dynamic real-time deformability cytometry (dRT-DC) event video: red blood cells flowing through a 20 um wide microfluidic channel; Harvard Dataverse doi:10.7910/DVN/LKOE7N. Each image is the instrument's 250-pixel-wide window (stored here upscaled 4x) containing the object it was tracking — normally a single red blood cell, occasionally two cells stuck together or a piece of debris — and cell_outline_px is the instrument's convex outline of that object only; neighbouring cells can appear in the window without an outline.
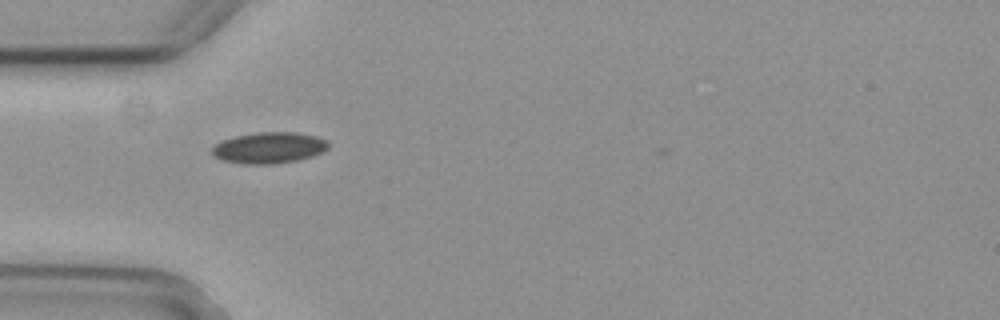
{"species": "common noctule bat (a hibernating species)", "species_latin": "Nyctalus noctula", "temperature_condition": "cold", "stored_images_in_passage": 3, "camera_frame_rate_fps": 3000, "um_per_image_px": 0.085, "animal": {"sex": "female", "body_mass_g": 29.2, "forearm_length_mm": 56.3}, "frame": {"image": 1, "passage_image": 2, "time_ms": 0.333, "image_size_px": [1000, 320], "cell_outline_px": [[328, 148], [324, 152], [312, 156], [296, 160], [272, 164], [244, 164], [224, 160], [216, 156], [212, 152], [212, 148], [216, 144], [224, 140], [236, 136], [256, 132], [296, 132], [316, 136], [328, 140]], "centroid_in_image_um": [22.92, 12.55], "position_along_channel_um": 62.1, "area_um2": 20.98}}
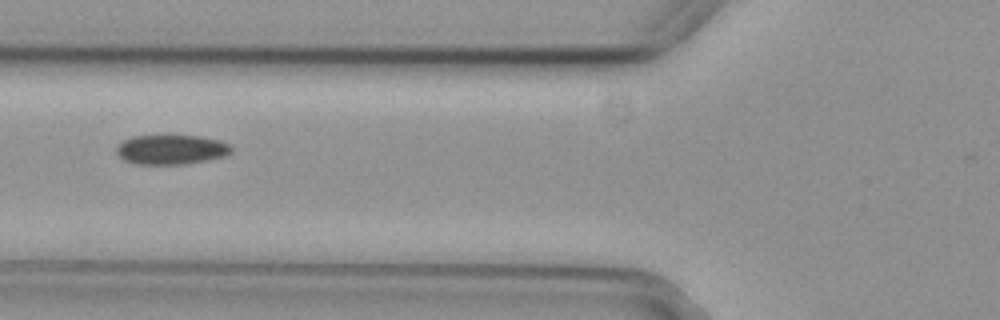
{"frame": {"image": 2, "passage_image": 3, "time_ms": 0.667, "image_size_px": [1000, 320], "cell_outline_px": [[232, 152], [224, 156], [188, 164], [132, 164], [124, 160], [116, 152], [116, 148], [124, 140], [132, 136], [168, 132], [200, 136], [220, 140], [228, 144], [232, 148]], "centroid_in_image_um": [14.54, 12.66], "position_along_channel_um": 111.3, "area_um2": 20.75}}